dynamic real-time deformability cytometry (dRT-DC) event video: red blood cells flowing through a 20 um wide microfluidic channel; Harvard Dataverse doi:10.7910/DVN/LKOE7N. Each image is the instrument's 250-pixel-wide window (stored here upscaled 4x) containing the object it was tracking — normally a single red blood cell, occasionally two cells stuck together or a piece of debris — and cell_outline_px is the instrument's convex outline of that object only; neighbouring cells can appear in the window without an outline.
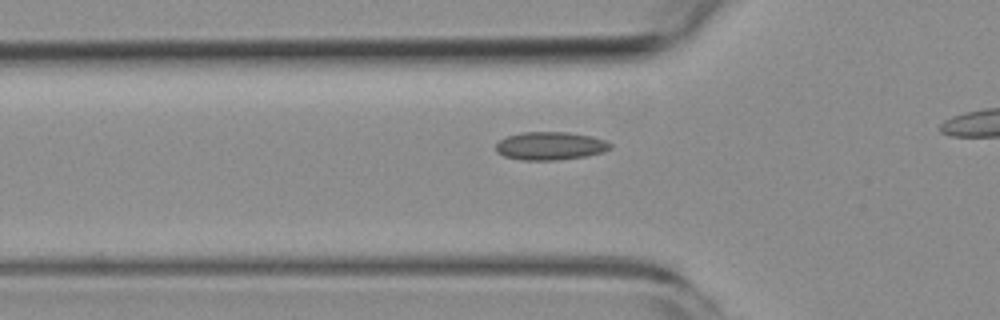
{"species": "common noctule bat (a hibernating species)", "species_latin": "Nyctalus noctula", "temperature_condition": "room temperature", "stored_images_in_passage": 38, "camera_frame_rate_fps": 3000, "um_per_image_px": 0.085, "animal": {"sex": "female", "body_mass_g": 19.3, "forearm_length_mm": 54.1}, "frame": {"image": 1, "passage_image": 12, "time_ms": 3.667, "image_size_px": [1000, 320], "cell_outline_px": [[612, 148], [604, 152], [584, 156], [560, 160], [520, 160], [504, 156], [496, 152], [496, 144], [500, 140], [508, 136], [524, 132], [568, 132], [592, 136], [604, 140], [612, 144]], "centroid_in_image_um": [46.79, 12.4], "position_along_channel_um": 79.0, "area_um2": 18.79}}
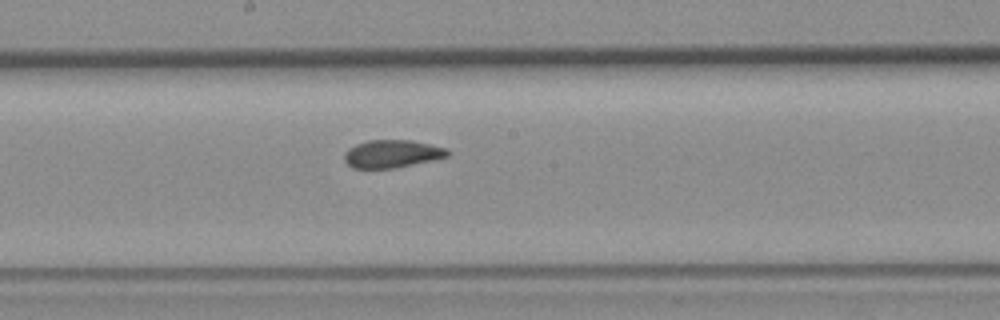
{"frame": {"image": 2, "passage_image": 23, "time_ms": 7.333, "image_size_px": [1000, 320], "cell_outline_px": [[452, 152], [448, 156], [432, 160], [396, 168], [352, 168], [344, 160], [344, 152], [348, 148], [356, 144], [368, 140], [412, 140], [448, 148]], "centroid_in_image_um": [33.34, 13.07], "position_along_channel_um": 214.9, "area_um2": 16.88}}
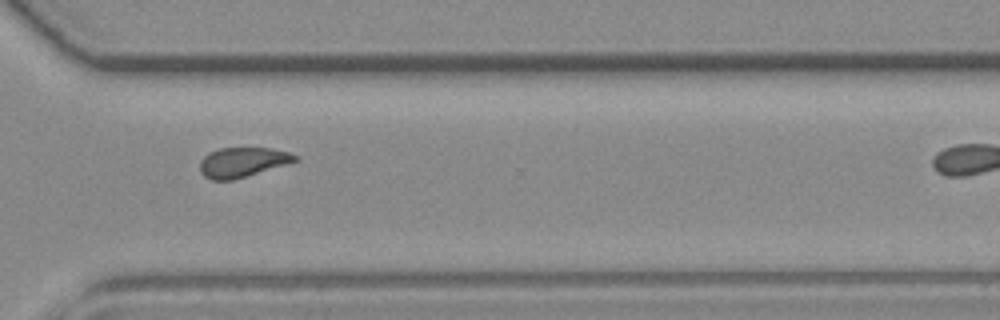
{"frame": {"image": 3, "passage_image": 34, "time_ms": 11.0, "image_size_px": [1000, 320], "cell_outline_px": [[300, 160], [232, 180], [212, 180], [204, 176], [200, 172], [200, 160], [208, 152], [220, 148], [268, 148], [288, 152], [300, 156]], "centroid_in_image_um": [20.6, 13.78], "position_along_channel_um": 350.0, "area_um2": 16.47}}